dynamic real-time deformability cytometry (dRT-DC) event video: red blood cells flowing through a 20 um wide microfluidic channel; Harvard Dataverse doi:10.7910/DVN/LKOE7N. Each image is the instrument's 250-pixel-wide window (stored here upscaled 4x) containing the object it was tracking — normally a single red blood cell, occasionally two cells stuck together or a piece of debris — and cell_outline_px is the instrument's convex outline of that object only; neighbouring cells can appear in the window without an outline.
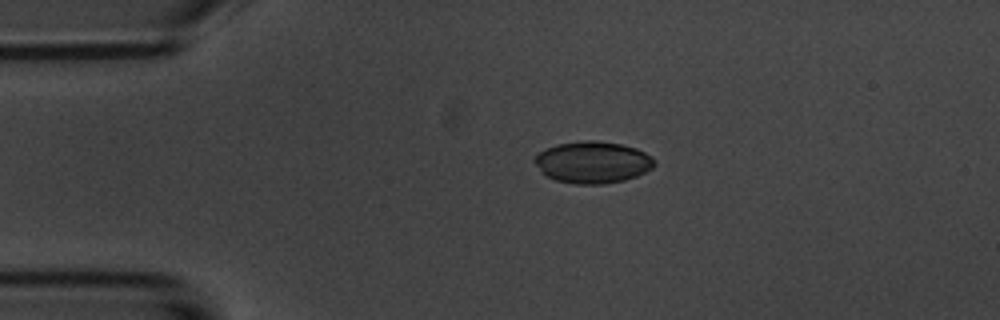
{"species": "common noctule bat (a hibernating species)", "species_latin": "Nyctalus noctula", "temperature_condition": "room temperature", "stored_images_in_passage": 3, "camera_frame_rate_fps": 3000, "um_per_image_px": 0.085, "animal": {"sex": "male", "body_mass_g": 20.1, "forearm_length_mm": 53.5}, "frame": {"image": 1, "passage_image": 2, "time_ms": 2.0, "image_size_px": [1000, 320], "cell_outline_px": [[656, 164], [652, 168], [636, 176], [624, 180], [604, 184], [572, 184], [556, 180], [544, 176], [532, 160], [540, 152], [556, 144], [580, 140], [596, 140], [620, 144], [636, 148], [652, 156], [656, 160]], "centroid_in_image_um": [50.37, 13.79], "position_along_channel_um": 34.6, "area_um2": 29.42}}